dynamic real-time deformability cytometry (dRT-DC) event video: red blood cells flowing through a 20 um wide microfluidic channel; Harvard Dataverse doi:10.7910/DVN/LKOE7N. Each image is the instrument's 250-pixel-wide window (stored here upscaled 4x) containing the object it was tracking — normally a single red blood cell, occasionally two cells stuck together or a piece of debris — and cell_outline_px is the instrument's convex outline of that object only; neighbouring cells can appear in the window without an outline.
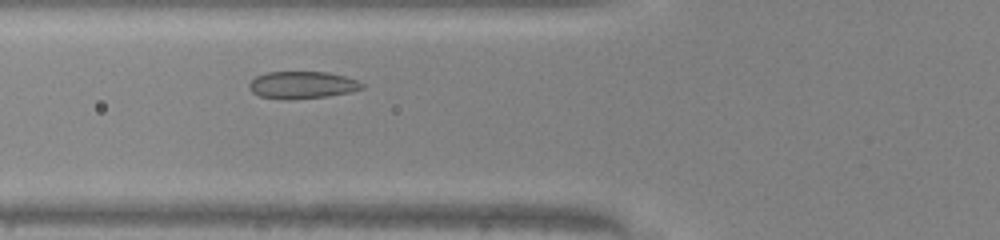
{"species": "common noctule bat (a hibernating species)", "species_latin": "Nyctalus noctula", "temperature_condition": "warm", "stored_images_in_passage": 31, "camera_frame_rate_fps": 3000, "um_per_image_px": 0.085, "animal": {"sex": "male", "body_mass_g": 20.0, "forearm_length_mm": 53.3}, "frame": {"image": 1, "passage_image": 8, "time_ms": 2.333, "image_size_px": [1000, 240], "cell_outline_px": [[364, 88], [352, 92], [328, 96], [288, 100], [284, 100], [260, 96], [252, 92], [248, 88], [248, 84], [256, 76], [268, 72], [328, 72], [344, 76], [356, 80], [364, 84]], "centroid_in_image_um": [25.68, 7.23], "position_along_channel_um": 100.1, "area_um2": 18.03}}
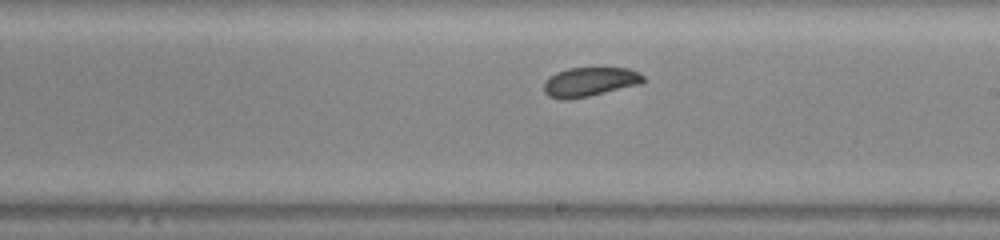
{"frame": {"image": 2, "passage_image": 18, "time_ms": 5.667, "image_size_px": [1000, 240], "cell_outline_px": [[644, 80], [640, 84], [588, 96], [564, 100], [560, 100], [548, 96], [544, 92], [544, 80], [556, 72], [568, 68], [628, 68], [640, 72], [644, 76]], "centroid_in_image_um": [50.1, 6.95], "position_along_channel_um": 238.9, "area_um2": 16.94}}
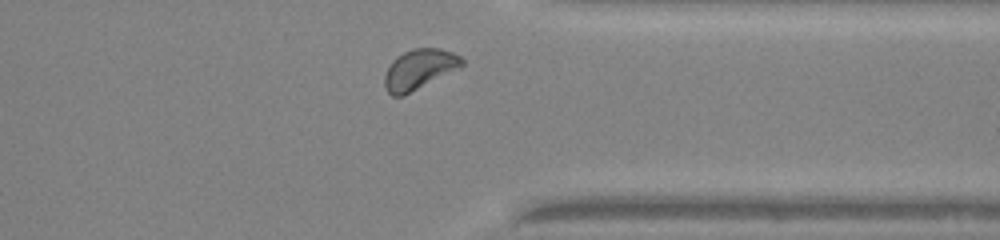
{"frame": {"image": 3, "passage_image": 28, "time_ms": 9.0, "image_size_px": [1000, 240], "cell_outline_px": [[464, 64], [460, 68], [404, 96], [392, 96], [388, 92], [384, 84], [384, 76], [392, 60], [396, 56], [412, 48], [440, 48], [452, 52], [460, 56], [464, 60]], "centroid_in_image_um": [35.64, 5.89], "position_along_channel_um": 375.8, "area_um2": 18.21}, "authors_computed_cell_mechanics": {"area_um2": 17.5134, "velocity_mm_per_s": 4.1647, "shape_relaxation_time_tau1_ms": 8.2729, "shape_relaxation_time_tau2_ms": null, "deformation_change_tau1": 0.1644, "deformation_change_tau2": null}}